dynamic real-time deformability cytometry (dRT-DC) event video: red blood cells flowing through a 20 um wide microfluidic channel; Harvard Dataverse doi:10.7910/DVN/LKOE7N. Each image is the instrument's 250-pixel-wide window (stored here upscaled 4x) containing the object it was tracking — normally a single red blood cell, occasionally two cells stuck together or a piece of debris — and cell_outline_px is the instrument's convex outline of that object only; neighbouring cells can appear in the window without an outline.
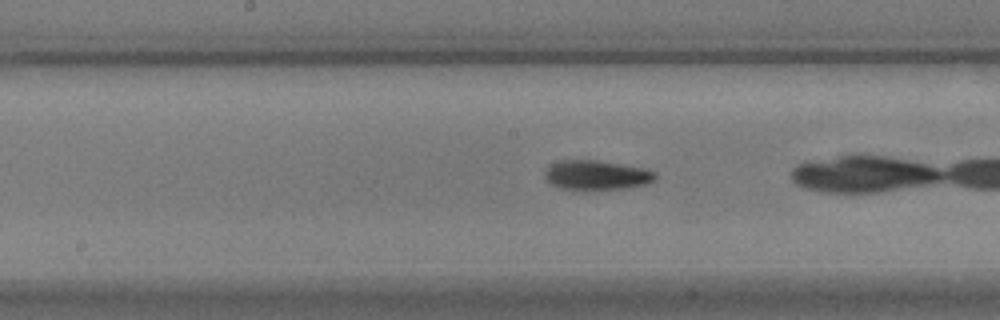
{"species": "common noctule bat (a hibernating species)", "species_latin": "Nyctalus noctula", "temperature_condition": "warm", "stored_images_in_passage": 52, "camera_frame_rate_fps": 3000, "um_per_image_px": 0.085, "animal": {"sex": "male", "body_mass_g": 17.9}, "frame": {"image": 1, "passage_image": 24, "time_ms": 7.667, "image_size_px": [1000, 320], "cell_outline_px": [[656, 180], [648, 184], [620, 188], [560, 188], [544, 180], [544, 172], [552, 164], [560, 160], [596, 160], [640, 168], [656, 172]], "centroid_in_image_um": [50.68, 14.87], "position_along_channel_um": 197.5, "area_um2": 18.44}, "authors_computed_cell_mechanics": {"area_um2": 19.0451, "velocity_mm_per_s": 3.6879, "shape_relaxation_time_tau1_ms": 3.2476, "shape_relaxation_time_tau2_ms": 5.6141, "deformation_change_tau1": 0.1193, "deformation_change_tau2": 0.1221}}